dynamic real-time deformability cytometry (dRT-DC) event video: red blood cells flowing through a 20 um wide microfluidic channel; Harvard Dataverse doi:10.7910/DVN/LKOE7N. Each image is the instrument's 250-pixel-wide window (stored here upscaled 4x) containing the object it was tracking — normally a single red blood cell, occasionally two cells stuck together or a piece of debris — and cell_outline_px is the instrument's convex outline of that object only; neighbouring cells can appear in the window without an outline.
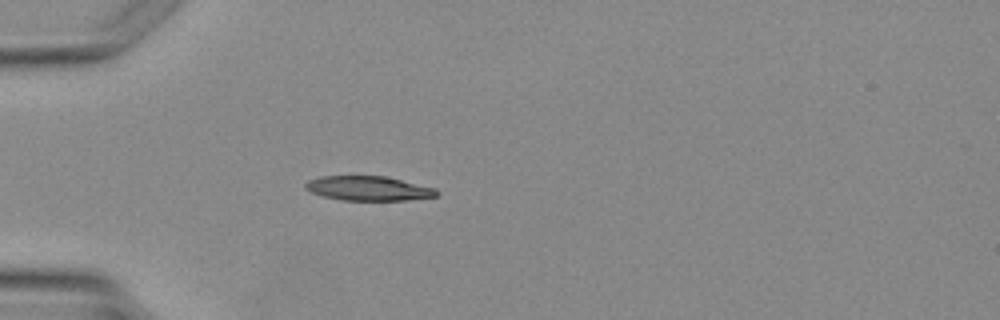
{"species": "Egyptian fruit bat (a non-hibernating species)", "species_latin": "Rousettus aegyptiacus", "temperature_condition": "warm", "stored_images_in_passage": 3, "camera_frame_rate_fps": 3000, "um_per_image_px": 0.085, "animal": {"sex": "female"}, "frame": {"image": 1, "passage_image": 3, "time_ms": 2.667, "image_size_px": [1000, 320], "cell_outline_px": [[440, 192], [436, 196], [408, 200], [344, 200], [324, 196], [312, 192], [304, 188], [304, 184], [308, 180], [320, 176], [384, 176], [436, 188]], "centroid_in_image_um": [31.32, 16.01], "position_along_channel_um": 53.7, "area_um2": 18.61}}